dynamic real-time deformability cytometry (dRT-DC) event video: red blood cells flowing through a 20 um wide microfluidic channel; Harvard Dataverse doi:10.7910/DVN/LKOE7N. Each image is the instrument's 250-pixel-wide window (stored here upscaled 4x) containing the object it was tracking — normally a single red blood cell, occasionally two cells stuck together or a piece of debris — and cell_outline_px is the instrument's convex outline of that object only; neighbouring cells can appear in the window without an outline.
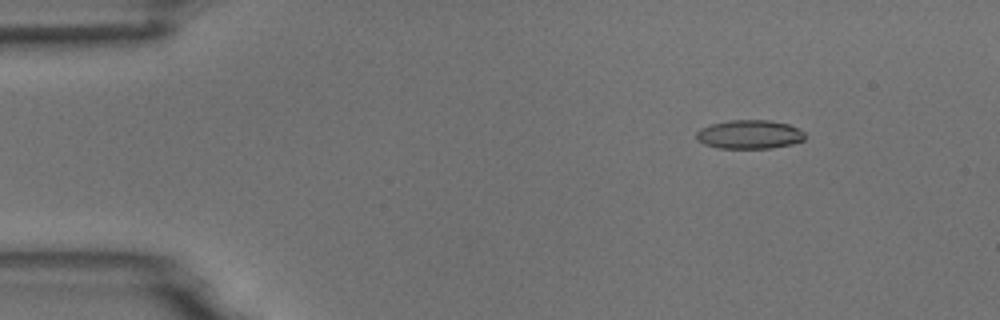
{"species": "common noctule bat (a hibernating species)", "species_latin": "Nyctalus noctula", "temperature_condition": "room temperature", "stored_images_in_passage": 6, "camera_frame_rate_fps": 3000, "um_per_image_px": 0.085, "animal": {"sex": "male", "body_mass_g": 18.8}, "frame": {"image": 1, "passage_image": 2, "time_ms": 1.0, "image_size_px": [1000, 320], "cell_outline_px": [[808, 136], [804, 140], [792, 144], [772, 148], [716, 148], [704, 144], [696, 140], [696, 132], [700, 128], [712, 124], [728, 120], [768, 120], [788, 124], [804, 132]], "centroid_in_image_um": [63.7, 11.43], "position_along_channel_um": 21.3, "area_um2": 18.38}}
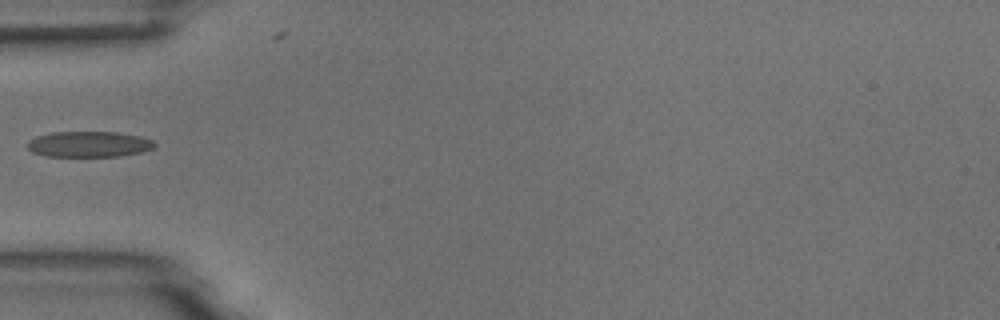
{"frame": {"image": 2, "passage_image": 5, "time_ms": 4.667, "image_size_px": [1000, 320], "cell_outline_px": [[156, 144], [152, 148], [140, 152], [120, 156], [48, 156], [32, 152], [28, 148], [28, 140], [36, 136], [52, 132], [120, 132], [140, 136], [152, 140]], "centroid_in_image_um": [7.55, 12.25], "position_along_channel_um": 77.5, "area_um2": 19.02}}